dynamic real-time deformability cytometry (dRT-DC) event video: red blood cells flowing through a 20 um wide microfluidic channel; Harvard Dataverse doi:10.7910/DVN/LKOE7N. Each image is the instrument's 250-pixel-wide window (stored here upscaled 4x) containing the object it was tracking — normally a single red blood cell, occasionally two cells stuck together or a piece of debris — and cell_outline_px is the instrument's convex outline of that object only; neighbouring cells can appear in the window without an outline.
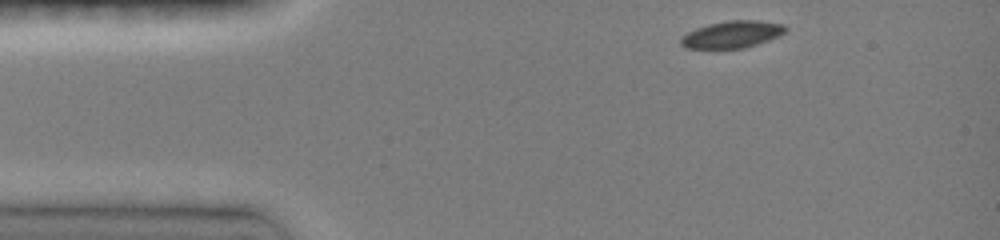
{"species": "common noctule bat (a hibernating species)", "species_latin": "Nyctalus noctula", "temperature_condition": "room temperature", "stored_images_in_passage": 45, "camera_frame_rate_fps": 3000, "um_per_image_px": 0.085, "animal": {"sex": "female", "body_mass_g": 19.0, "forearm_length_mm": 51.5}, "frame": {"image": 1, "passage_image": 1, "time_ms": 0.0, "image_size_px": [1000, 240], "cell_outline_px": [[788, 28], [780, 36], [744, 48], [684, 48], [680, 44], [680, 36], [696, 28], [708, 24], [728, 20], [760, 20], [784, 24]], "centroid_in_image_um": [62.22, 2.91], "position_along_channel_um": 22.8, "area_um2": 16.59}}
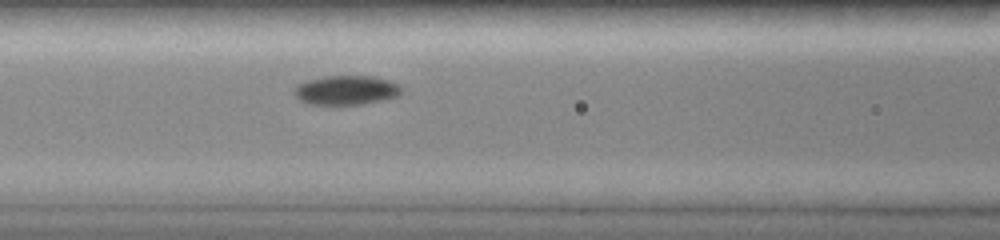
{"frame": {"image": 2, "passage_image": 20, "time_ms": 4.333, "image_size_px": [1000, 240], "cell_outline_px": [[404, 88], [396, 96], [384, 100], [360, 104], [308, 104], [300, 100], [292, 92], [296, 84], [308, 80], [328, 76], [372, 76], [388, 80], [400, 84]], "centroid_in_image_um": [29.42, 7.66], "position_along_channel_um": 137.2, "area_um2": 18.32}}
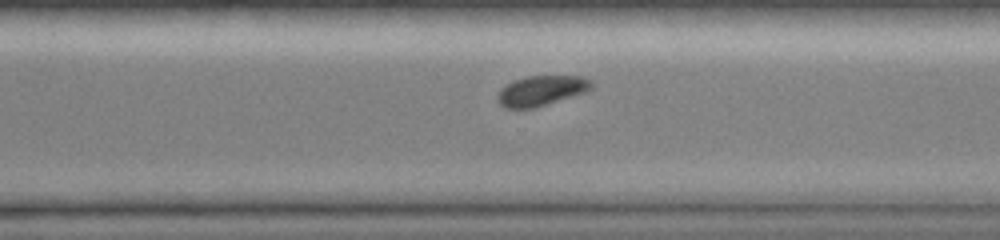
{"frame": {"image": 3, "passage_image": 41, "time_ms": 9.0, "image_size_px": [1000, 240], "cell_outline_px": [[596, 84], [592, 88], [584, 92], [536, 108], [504, 108], [500, 104], [496, 96], [500, 88], [524, 76], [584, 76], [592, 80]], "centroid_in_image_um": [46.03, 7.7], "position_along_channel_um": 324.6, "area_um2": 16.59}}